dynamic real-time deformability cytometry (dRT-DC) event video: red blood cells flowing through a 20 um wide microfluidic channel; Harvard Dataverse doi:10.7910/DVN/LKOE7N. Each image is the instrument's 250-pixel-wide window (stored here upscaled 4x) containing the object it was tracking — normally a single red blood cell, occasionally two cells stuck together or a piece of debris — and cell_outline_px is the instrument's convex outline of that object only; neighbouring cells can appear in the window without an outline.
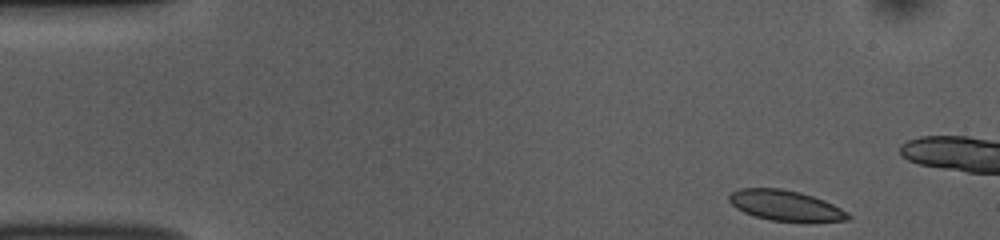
{"species": "common noctule bat (a hibernating species)", "species_latin": "Nyctalus noctula", "temperature_condition": "room temperature", "stored_images_in_passage": 49, "camera_frame_rate_fps": 3000, "um_per_image_px": 0.085, "animal": {"sex": "female", "body_mass_g": 10.0, "forearm_length_mm": 53.1}, "frame": {"image": 1, "passage_image": 1, "time_ms": 0.0, "image_size_px": [1000, 240], "cell_outline_px": [[852, 216], [848, 220], [804, 224], [768, 220], [744, 212], [736, 208], [728, 200], [728, 196], [732, 192], [740, 188], [780, 188], [800, 192], [824, 200], [848, 212]], "centroid_in_image_um": [66.82, 17.51], "position_along_channel_um": 18.2, "area_um2": 21.73}}
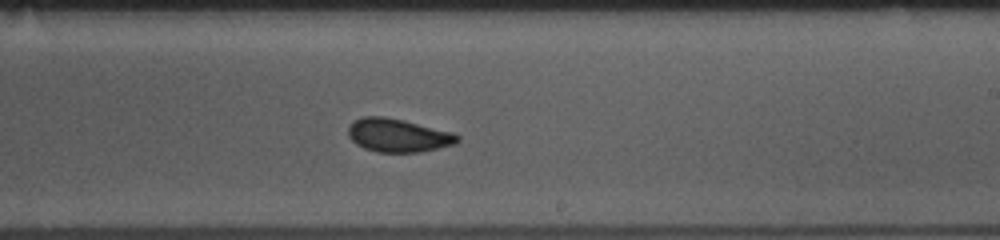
{"frame": {"image": 2, "passage_image": 27, "time_ms": 8.667, "image_size_px": [1000, 240], "cell_outline_px": [[460, 140], [456, 144], [420, 152], [376, 152], [364, 148], [356, 144], [348, 136], [348, 128], [352, 120], [364, 116], [384, 116], [404, 120], [452, 132], [460, 136]], "centroid_in_image_um": [33.82, 11.5], "position_along_channel_um": 255.2, "area_um2": 21.39}}
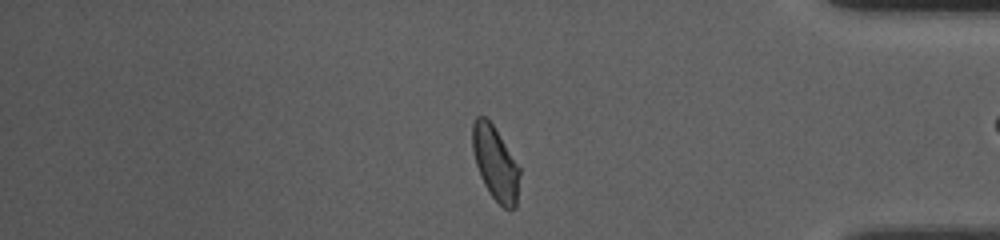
{"frame": {"image": 3, "passage_image": 40, "time_ms": 13.0, "image_size_px": [1000, 240], "cell_outline_px": [[520, 172], [516, 208], [504, 208], [488, 192], [480, 176], [476, 164], [472, 148], [472, 124], [476, 116], [484, 116], [492, 124], [520, 168]], "centroid_in_image_um": [42.09, 13.88], "position_along_channel_um": 393.1, "area_um2": 20.06}, "authors_computed_cell_mechanics": {"area_um2": 21.0392, "velocity_mm_per_s": 3.7771, "shape_relaxation_time_tau1_ms": 2.9601, "shape_relaxation_time_tau2_ms": 1.5339, "deformation_change_tau1": 0.0953, "deformation_change_tau2": 0.0464}}